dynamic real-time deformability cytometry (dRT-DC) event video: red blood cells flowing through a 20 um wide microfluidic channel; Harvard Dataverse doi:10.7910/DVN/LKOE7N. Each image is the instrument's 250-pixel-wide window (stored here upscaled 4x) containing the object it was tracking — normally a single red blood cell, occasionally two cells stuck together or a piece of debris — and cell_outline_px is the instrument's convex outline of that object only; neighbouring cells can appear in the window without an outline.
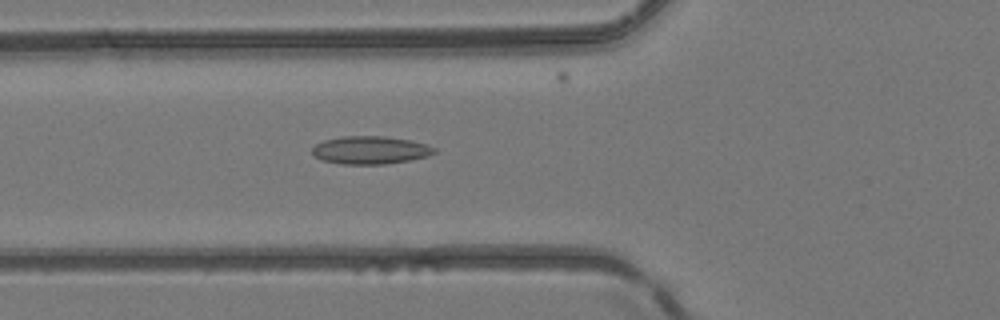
{"species": "common noctule bat (a hibernating species)", "species_latin": "Nyctalus noctula", "temperature_condition": "room temperature", "stored_images_in_passage": 46, "camera_frame_rate_fps": 3000, "um_per_image_px": 0.085, "animal": {"sex": "female", "body_mass_g": 24.6, "forearm_length_mm": 56.2}, "frame": {"image": 1, "passage_image": 14, "time_ms": 4.333, "image_size_px": [1000, 320], "cell_outline_px": [[436, 152], [428, 156], [408, 160], [384, 164], [340, 164], [320, 160], [312, 152], [312, 148], [316, 144], [324, 140], [340, 136], [384, 136], [412, 140], [428, 144], [436, 148]], "centroid_in_image_um": [31.48, 12.75], "position_along_channel_um": 94.3, "area_um2": 20.0}}
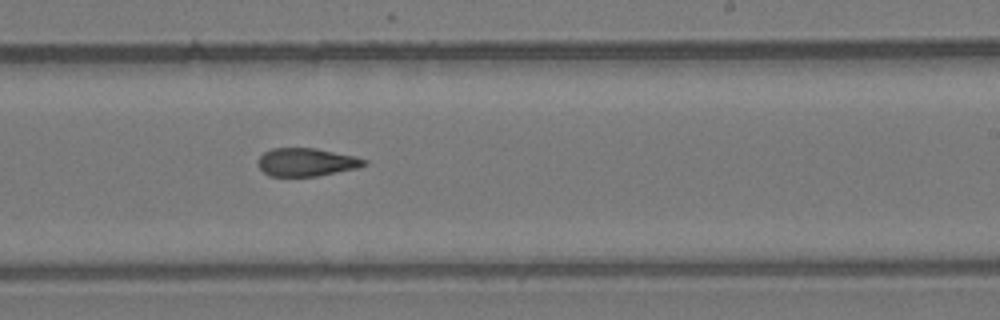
{"frame": {"image": 2, "passage_image": 26, "time_ms": 8.333, "image_size_px": [1000, 320], "cell_outline_px": [[368, 164], [360, 168], [316, 176], [268, 176], [260, 168], [256, 160], [264, 152], [272, 148], [316, 148], [356, 156], [368, 160]], "centroid_in_image_um": [26.08, 13.78], "position_along_channel_um": 262.9, "area_um2": 17.63}}
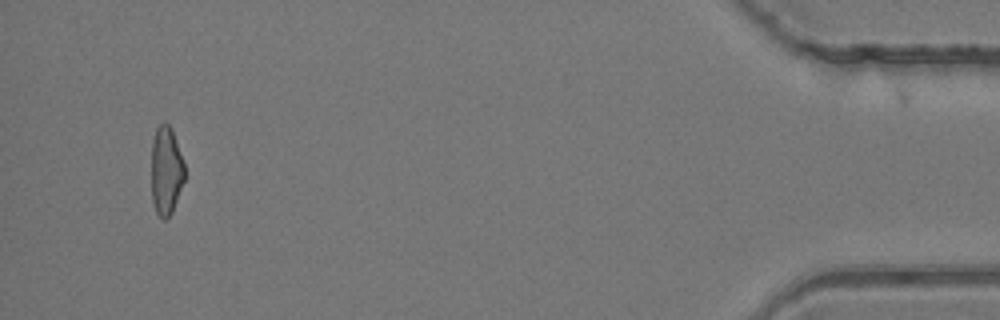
{"frame": {"image": 3, "passage_image": 43, "time_ms": 14.0, "image_size_px": [1000, 320], "cell_outline_px": [[184, 180], [172, 212], [164, 220], [156, 212], [152, 200], [152, 140], [156, 128], [164, 120], [172, 128], [184, 164]], "centroid_in_image_um": [14.11, 14.47], "position_along_channel_um": 421.1, "area_um2": 17.05}, "authors_computed_cell_mechanics": {"area_um2": 18.2359, "velocity_mm_per_s": 4.1957, "shape_relaxation_time_tau1_ms": null, "shape_relaxation_time_tau2_ms": 3.4568, "deformation_change_tau1": null, "deformation_change_tau2": 0.1265}}